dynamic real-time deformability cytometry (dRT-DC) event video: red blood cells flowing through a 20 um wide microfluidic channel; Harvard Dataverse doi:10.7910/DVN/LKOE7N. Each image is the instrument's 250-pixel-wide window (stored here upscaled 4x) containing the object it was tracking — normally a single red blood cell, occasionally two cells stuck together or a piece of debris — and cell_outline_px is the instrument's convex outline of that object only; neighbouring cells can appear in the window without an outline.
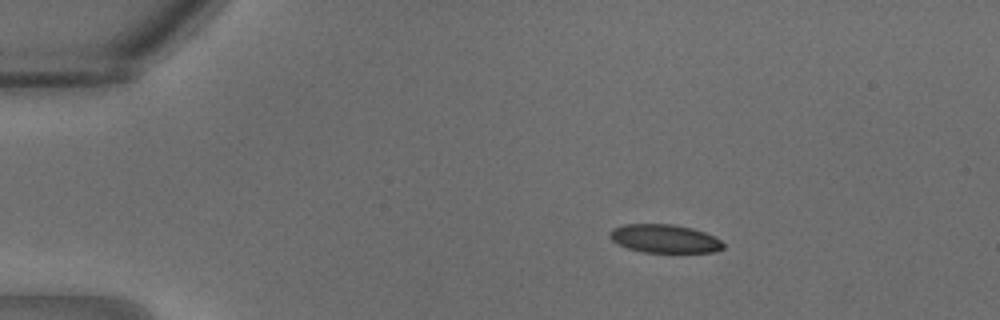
{"species": "common noctule bat (a hibernating species)", "species_latin": "Nyctalus noctula", "temperature_condition": "warm", "stored_images_in_passage": 27, "camera_frame_rate_fps": 3000, "um_per_image_px": 0.085, "animal": {"sex": "male", "body_mass_g": 18.8}, "frame": {"image": 1, "passage_image": 1, "time_ms": 0.0, "image_size_px": [1000, 320], "cell_outline_px": [[724, 248], [712, 252], [644, 252], [628, 248], [616, 244], [608, 236], [608, 232], [612, 228], [624, 224], [672, 224], [692, 228], [704, 232], [720, 240], [724, 244]], "centroid_in_image_um": [56.43, 20.28], "position_along_channel_um": 28.6, "area_um2": 18.79}}
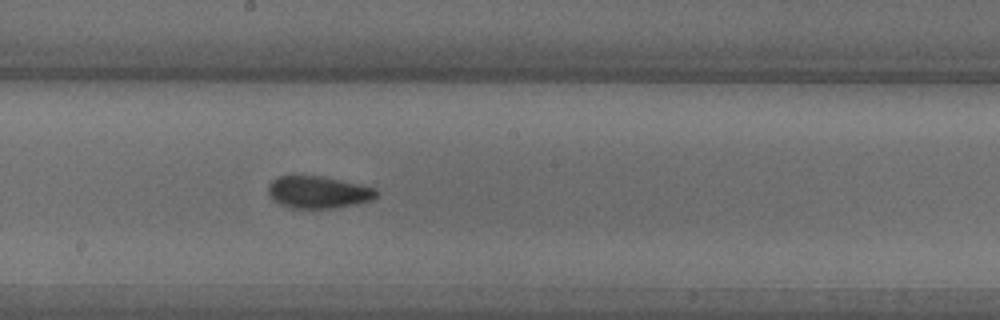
{"frame": {"image": 2, "passage_image": 13, "time_ms": 4.0, "image_size_px": [1000, 320], "cell_outline_px": [[380, 192], [372, 200], [356, 204], [332, 208], [292, 208], [280, 204], [272, 200], [268, 192], [268, 184], [276, 176], [292, 172], [320, 176], [360, 184], [376, 188]], "centroid_in_image_um": [26.99, 16.29], "position_along_channel_um": 221.2, "area_um2": 20.98}}
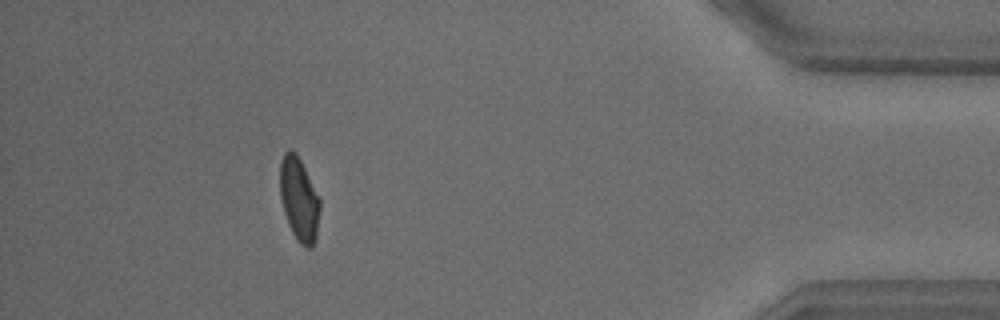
{"frame": {"image": 3, "passage_image": 24, "time_ms": 7.667, "image_size_px": [1000, 320], "cell_outline_px": [[320, 208], [316, 240], [312, 248], [308, 248], [300, 244], [296, 240], [288, 224], [284, 212], [280, 196], [280, 164], [284, 152], [288, 148], [296, 152], [320, 196]], "centroid_in_image_um": [25.43, 16.94], "position_along_channel_um": 409.8, "area_um2": 19.77}}